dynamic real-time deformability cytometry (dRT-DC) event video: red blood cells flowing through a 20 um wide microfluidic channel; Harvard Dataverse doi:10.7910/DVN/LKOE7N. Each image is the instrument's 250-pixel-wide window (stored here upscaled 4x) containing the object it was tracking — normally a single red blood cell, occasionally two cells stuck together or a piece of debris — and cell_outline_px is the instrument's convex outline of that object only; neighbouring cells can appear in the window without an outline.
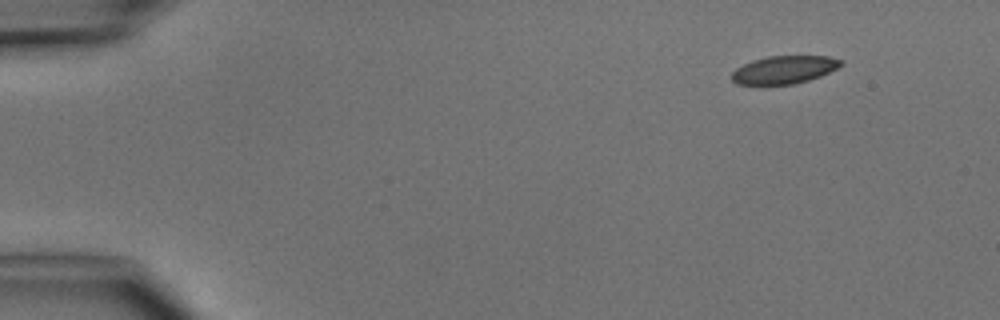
{"species": "common noctule bat (a hibernating species)", "species_latin": "Nyctalus noctula", "temperature_condition": "cold", "stored_images_in_passage": 5, "camera_frame_rate_fps": 3000, "um_per_image_px": 0.085, "animal": {"sex": "male", "body_mass_g": 15.6}, "frame": {"image": 1, "passage_image": 1, "time_ms": 0.0, "image_size_px": [1000, 320], "cell_outline_px": [[844, 64], [820, 76], [808, 80], [792, 84], [736, 84], [732, 80], [732, 72], [736, 68], [752, 60], [768, 56], [828, 56], [844, 60]], "centroid_in_image_um": [66.66, 5.91], "position_along_channel_um": 18.3, "area_um2": 17.63}}
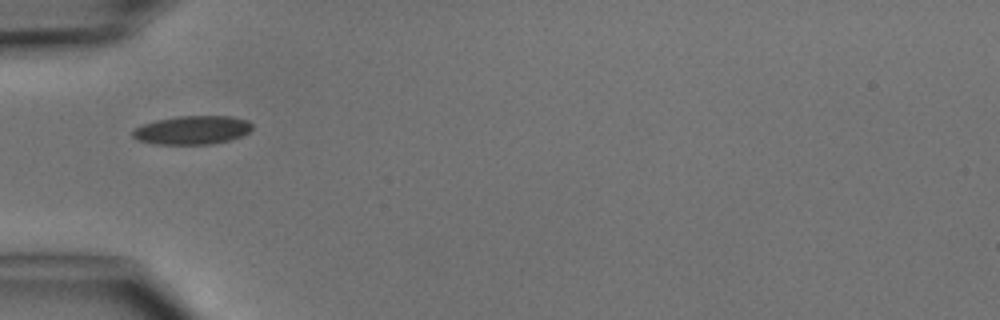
{"frame": {"image": 2, "passage_image": 4, "time_ms": 3.667, "image_size_px": [1000, 320], "cell_outline_px": [[252, 128], [248, 132], [240, 136], [228, 140], [212, 144], [152, 144], [136, 140], [132, 136], [132, 132], [140, 124], [156, 120], [176, 116], [232, 116], [248, 120], [252, 124]], "centroid_in_image_um": [16.3, 11.05], "position_along_channel_um": 68.7, "area_um2": 20.06}}